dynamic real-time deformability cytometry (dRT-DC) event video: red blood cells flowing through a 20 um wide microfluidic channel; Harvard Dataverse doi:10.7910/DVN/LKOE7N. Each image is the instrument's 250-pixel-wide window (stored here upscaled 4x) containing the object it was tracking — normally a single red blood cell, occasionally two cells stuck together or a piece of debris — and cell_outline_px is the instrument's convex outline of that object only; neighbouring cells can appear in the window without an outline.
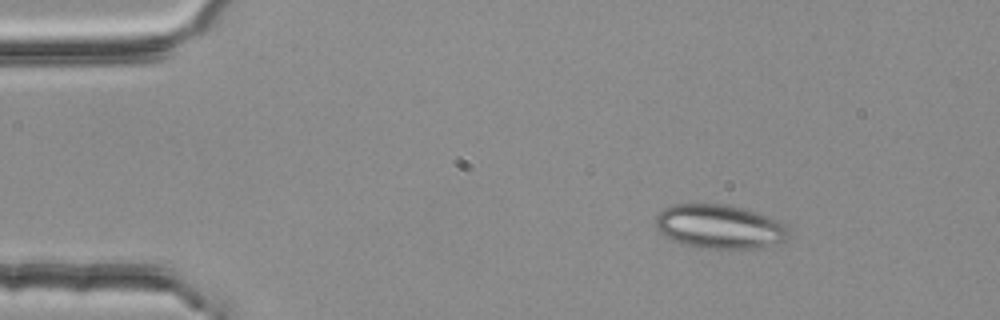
{"species": "common noctule bat (a hibernating species)", "species_latin": "Nyctalus noctula", "temperature_condition": "room temperature", "stored_images_in_passage": 3, "segment_of_instrument_passage": [1, 2], "camera_frame_rate_fps": 3000, "um_per_image_px": 0.085, "animal": {"sex": "female", "body_mass_g": 25.1}, "frame": {"image": 1, "passage_image": 1, "time_ms": 0.0, "image_size_px": [1000, 320], "cell_outline_px": [[788, 232], [784, 240], [756, 248], [700, 248], [684, 244], [672, 240], [664, 236], [656, 228], [656, 216], [664, 208], [672, 204], [728, 204], [788, 224]], "centroid_in_image_um": [61.09, 19.26], "position_along_channel_um": 23.9, "area_um2": 33.64}}